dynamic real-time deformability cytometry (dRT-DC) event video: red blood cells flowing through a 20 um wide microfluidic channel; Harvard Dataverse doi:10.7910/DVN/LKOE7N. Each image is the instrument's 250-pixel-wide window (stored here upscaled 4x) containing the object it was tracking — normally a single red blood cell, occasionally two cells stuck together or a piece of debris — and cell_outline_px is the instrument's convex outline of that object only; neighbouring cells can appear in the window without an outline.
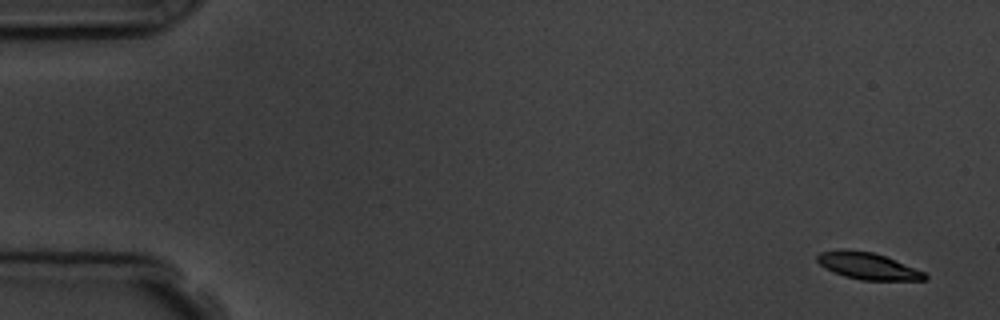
{"species": "common noctule bat (a hibernating species)", "species_latin": "Nyctalus noctula", "temperature_condition": "room temperature", "stored_images_in_passage": 15, "camera_frame_rate_fps": 3000, "um_per_image_px": 0.085, "animal": {"sex": "male", "body_mass_g": 19.5, "forearm_length_mm": 54.6}, "frame": {"image": 1, "passage_image": 1, "time_ms": 0.0, "image_size_px": [1000, 320], "cell_outline_px": [[928, 280], [860, 280], [844, 276], [820, 264], [816, 260], [816, 256], [820, 252], [844, 248], [872, 252], [884, 256], [924, 272], [928, 276]], "centroid_in_image_um": [73.75, 22.6], "position_along_channel_um": 11.2, "area_um2": 16.59}}
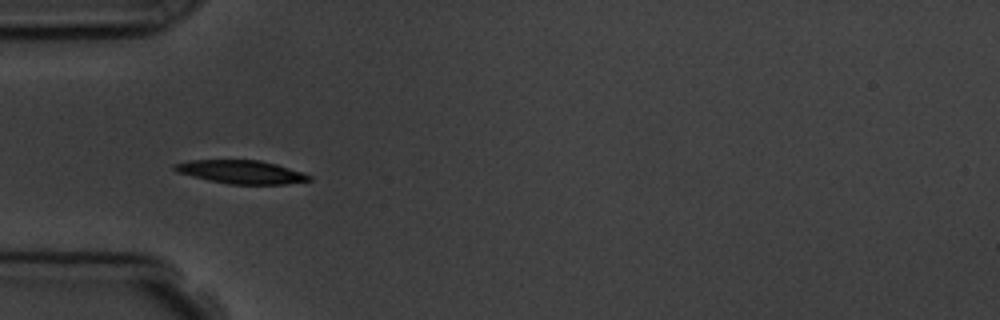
{"frame": {"image": 2, "passage_image": 5, "time_ms": 5.0, "image_size_px": [1000, 320], "cell_outline_px": [[312, 180], [284, 184], [228, 184], [208, 180], [176, 172], [172, 168], [172, 164], [188, 160], [260, 160], [276, 164], [304, 172], [312, 176]], "centroid_in_image_um": [20.49, 14.61], "position_along_channel_um": 64.5, "area_um2": 18.44}, "authors_computed_cell_mechanics": {"area_um2": 17.8602, "velocity_mm_per_s": 3.741, "shape_relaxation_time_tau1_ms": 2.0111, "shape_relaxation_time_tau2_ms": null, "deformation_change_tau1": 0.0919, "deformation_change_tau2": null}}